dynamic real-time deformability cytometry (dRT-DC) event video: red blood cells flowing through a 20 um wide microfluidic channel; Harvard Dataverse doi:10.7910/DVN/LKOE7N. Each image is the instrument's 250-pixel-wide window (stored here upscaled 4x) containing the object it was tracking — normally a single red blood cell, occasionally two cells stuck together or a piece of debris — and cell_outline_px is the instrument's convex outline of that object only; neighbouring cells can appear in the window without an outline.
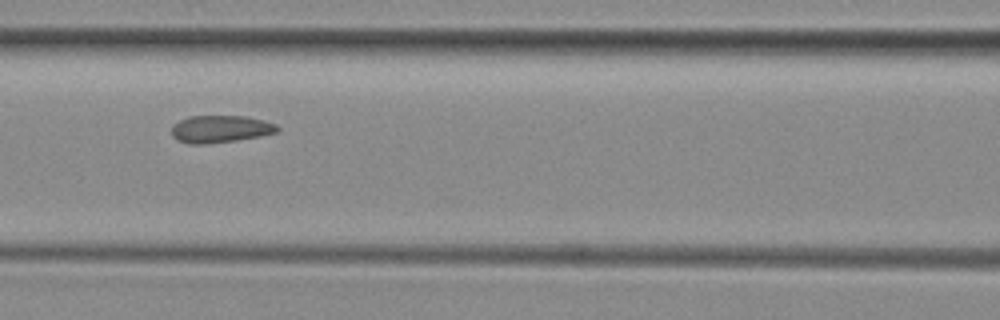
{"species": "common noctule bat (a hibernating species)", "species_latin": "Nyctalus noctula", "temperature_condition": "room temperature", "stored_images_in_passage": 9, "camera_frame_rate_fps": 3000, "um_per_image_px": 0.085, "animal": {"sex": "female", "body_mass_g": 29.2, "forearm_length_mm": 56.3}, "frame": {"image": 1, "passage_image": 6, "time_ms": 7.0, "image_size_px": [1000, 320], "cell_outline_px": [[280, 128], [276, 132], [260, 136], [236, 140], [208, 144], [192, 144], [176, 140], [172, 136], [172, 124], [188, 116], [248, 116], [276, 124]], "centroid_in_image_um": [18.7, 10.96], "position_along_channel_um": 147.9, "area_um2": 16.88}}
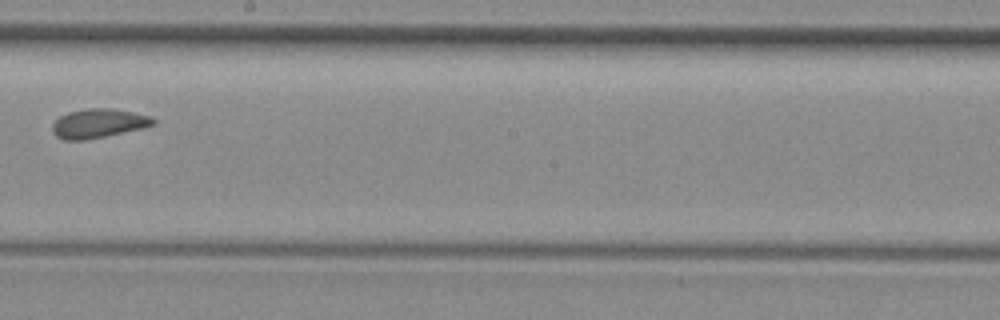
{"frame": {"image": 2, "passage_image": 8, "time_ms": 9.333, "image_size_px": [1000, 320], "cell_outline_px": [[156, 124], [144, 128], [84, 140], [64, 140], [56, 136], [52, 132], [52, 124], [60, 116], [68, 112], [88, 108], [112, 108], [152, 116], [156, 120]], "centroid_in_image_um": [8.38, 10.48], "position_along_channel_um": 239.8, "area_um2": 17.17}}
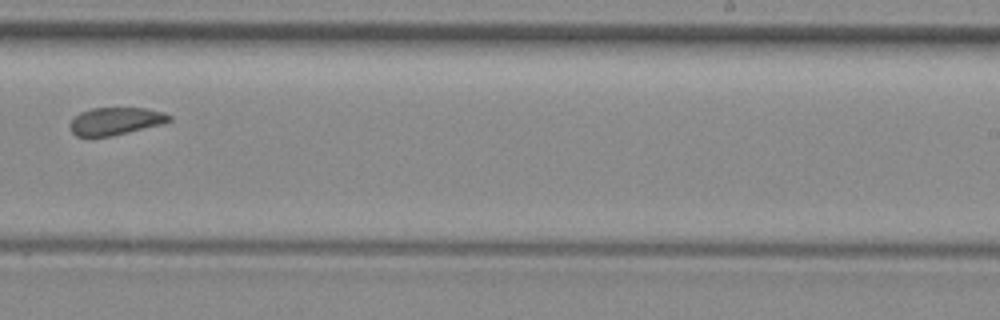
{"frame": {"image": 3, "passage_image": 9, "time_ms": 10.333, "image_size_px": [1000, 320], "cell_outline_px": [[172, 120], [164, 124], [112, 136], [76, 136], [72, 132], [68, 124], [80, 112], [92, 108], [144, 108], [164, 112], [172, 116]], "centroid_in_image_um": [9.85, 10.29], "position_along_channel_um": 279.1, "area_um2": 16.01}}